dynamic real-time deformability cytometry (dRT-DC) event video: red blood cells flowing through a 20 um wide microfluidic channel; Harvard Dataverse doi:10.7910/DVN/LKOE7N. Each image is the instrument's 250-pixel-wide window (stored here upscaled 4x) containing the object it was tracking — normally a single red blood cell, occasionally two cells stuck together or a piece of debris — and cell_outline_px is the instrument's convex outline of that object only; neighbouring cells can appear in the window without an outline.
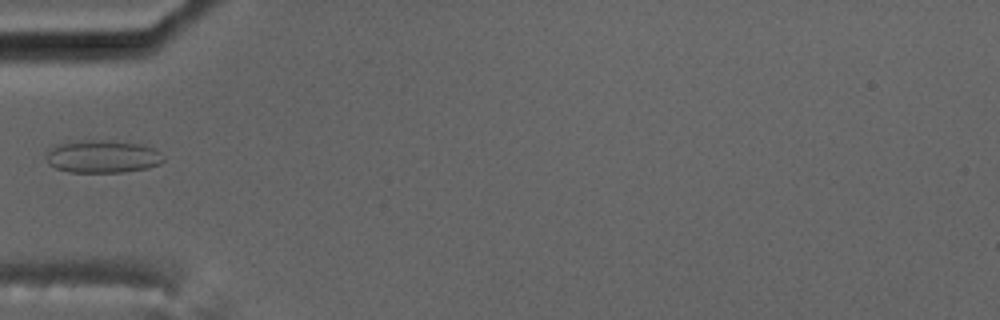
{"species": "common noctule bat (a hibernating species)", "species_latin": "Nyctalus noctula", "temperature_condition": "cold", "stored_images_in_passage": 13, "camera_frame_rate_fps": 3000, "um_per_image_px": 0.085, "animal": {"sex": "male", "body_mass_g": 17.5, "forearm_length_mm": 52.3}, "frame": {"image": 1, "passage_image": 4, "time_ms": 4.333, "image_size_px": [1000, 320], "cell_outline_px": [[164, 160], [160, 164], [148, 168], [124, 172], [68, 172], [56, 168], [48, 164], [44, 152], [48, 148], [64, 140], [108, 140], [144, 144], [160, 152], [164, 156]], "centroid_in_image_um": [8.66, 13.28], "position_along_channel_um": 76.3, "area_um2": 23.06}}
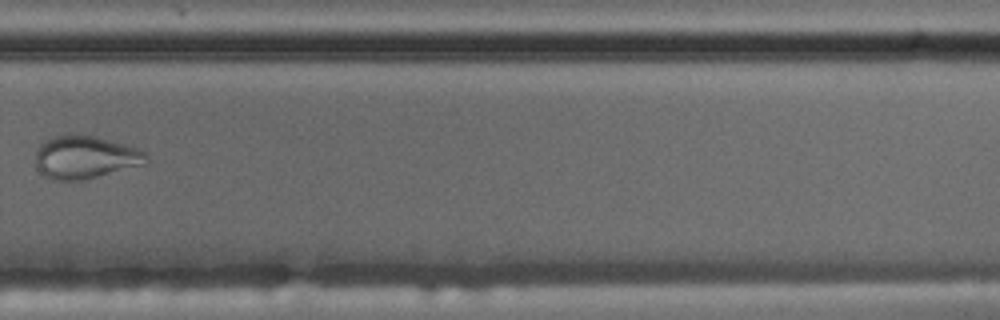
{"frame": {"image": 2, "passage_image": 10, "time_ms": 11.333, "image_size_px": [1000, 320], "cell_outline_px": [[148, 164], [84, 180], [52, 180], [44, 176], [36, 168], [36, 152], [40, 144], [44, 140], [56, 136], [96, 136], [140, 148], [148, 156]], "centroid_in_image_um": [7.28, 13.39], "position_along_channel_um": 322.5, "area_um2": 27.8}, "authors_computed_cell_mechanics": {"area_um2": 24.1604, "velocity_mm_per_s": 3.5253, "shape_relaxation_time_tau1_ms": null, "shape_relaxation_time_tau2_ms": 1.5713, "deformation_change_tau1": null, "deformation_change_tau2": 0.0567}}